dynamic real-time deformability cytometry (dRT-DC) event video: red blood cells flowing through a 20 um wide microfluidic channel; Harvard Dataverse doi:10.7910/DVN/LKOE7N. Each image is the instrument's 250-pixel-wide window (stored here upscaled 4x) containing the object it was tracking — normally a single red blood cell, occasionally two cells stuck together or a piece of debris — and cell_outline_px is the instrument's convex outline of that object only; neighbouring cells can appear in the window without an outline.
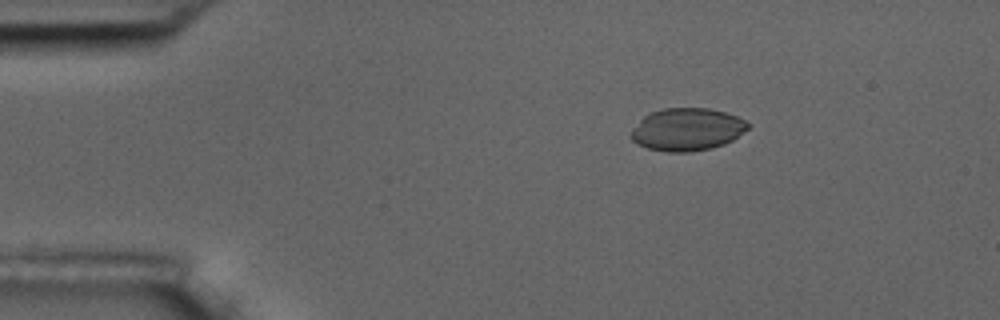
{"species": "common noctule bat (a hibernating species)", "species_latin": "Nyctalus noctula", "temperature_condition": "room temperature", "stored_images_in_passage": 7, "camera_frame_rate_fps": 3000, "um_per_image_px": 0.085, "animal": {"sex": "male", "body_mass_g": 17.5, "forearm_length_mm": 52.3}, "frame": {"image": 1, "passage_image": 3, "time_ms": 2.333, "image_size_px": [1000, 320], "cell_outline_px": [[752, 124], [748, 128], [732, 140], [724, 144], [712, 148], [688, 152], [664, 152], [648, 148], [636, 144], [628, 136], [632, 128], [644, 116], [652, 112], [664, 108], [708, 108], [724, 112], [736, 116]], "centroid_in_image_um": [58.37, 11.01], "position_along_channel_um": 26.6, "area_um2": 29.13}}
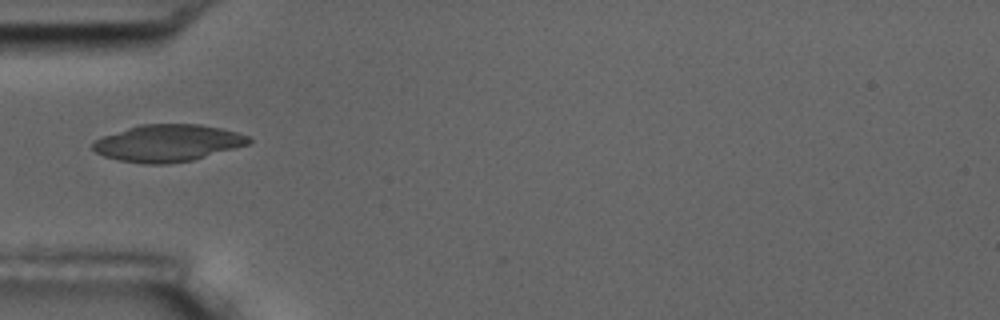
{"frame": {"image": 2, "passage_image": 5, "time_ms": 5.333, "image_size_px": [1000, 320], "cell_outline_px": [[252, 140], [248, 144], [192, 160], [168, 164], [144, 164], [120, 160], [104, 156], [96, 152], [92, 148], [92, 144], [100, 136], [140, 124], [200, 124], [220, 128], [236, 132], [248, 136]], "centroid_in_image_um": [14.22, 12.15], "position_along_channel_um": 70.8, "area_um2": 33.47}}